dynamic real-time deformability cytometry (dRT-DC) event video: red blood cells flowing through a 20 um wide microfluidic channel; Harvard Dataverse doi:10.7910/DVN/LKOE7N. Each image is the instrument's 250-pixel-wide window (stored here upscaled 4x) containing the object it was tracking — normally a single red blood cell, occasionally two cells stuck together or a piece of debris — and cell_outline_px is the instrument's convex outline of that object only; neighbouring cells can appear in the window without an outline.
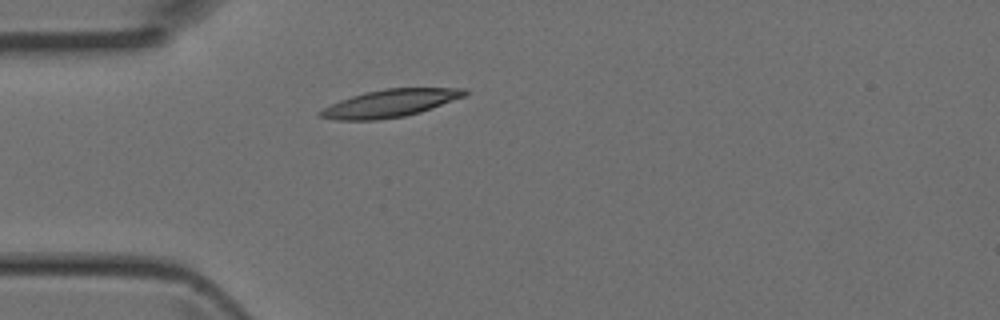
{"species": "Egyptian fruit bat (a non-hibernating species)", "species_latin": "Rousettus aegyptiacus", "temperature_condition": "room temperature", "stored_images_in_passage": 4, "camera_frame_rate_fps": 3000, "um_per_image_px": 0.085, "animal": {"sex": "female"}, "frame": {"image": 1, "passage_image": 4, "time_ms": 1.0, "image_size_px": [1000, 320], "cell_outline_px": [[468, 92], [464, 96], [432, 108], [420, 112], [404, 116], [376, 120], [336, 120], [316, 116], [316, 112], [340, 100], [364, 92], [388, 88], [468, 88]], "centroid_in_image_um": [33.13, 8.78], "position_along_channel_um": 51.9, "area_um2": 23.12}}